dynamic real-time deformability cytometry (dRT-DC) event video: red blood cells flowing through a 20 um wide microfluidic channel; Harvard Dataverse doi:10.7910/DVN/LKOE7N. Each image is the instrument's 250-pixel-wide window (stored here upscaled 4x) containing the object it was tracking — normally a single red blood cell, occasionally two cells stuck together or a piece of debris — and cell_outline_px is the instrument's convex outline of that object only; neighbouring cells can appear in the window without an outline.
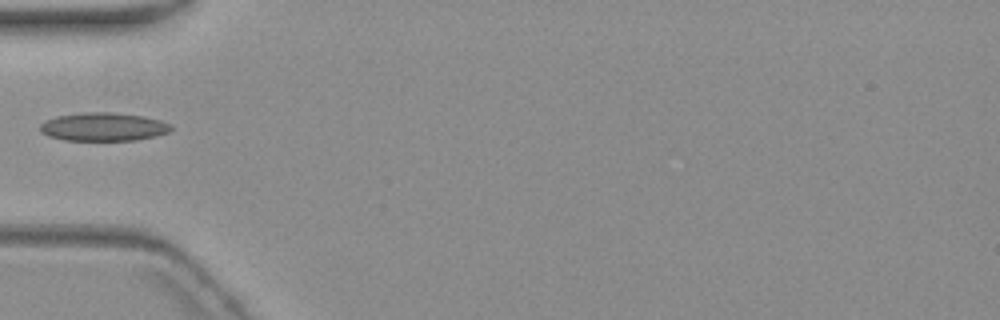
{"species": "common noctule bat (a hibernating species)", "species_latin": "Nyctalus noctula", "temperature_condition": "warm", "stored_images_in_passage": 5, "camera_frame_rate_fps": 3000, "um_per_image_px": 0.085, "animal": {"sex": "female", "body_mass_g": 19.3, "forearm_length_mm": 54.1}, "frame": {"image": 1, "passage_image": 5, "time_ms": 5.667, "image_size_px": [1000, 320], "cell_outline_px": [[172, 128], [168, 132], [156, 136], [136, 140], [64, 140], [48, 136], [40, 132], [40, 124], [56, 116], [84, 112], [112, 112], [144, 116], [160, 120], [172, 124]], "centroid_in_image_um": [8.8, 10.78], "position_along_channel_um": 76.2, "area_um2": 21.68}}